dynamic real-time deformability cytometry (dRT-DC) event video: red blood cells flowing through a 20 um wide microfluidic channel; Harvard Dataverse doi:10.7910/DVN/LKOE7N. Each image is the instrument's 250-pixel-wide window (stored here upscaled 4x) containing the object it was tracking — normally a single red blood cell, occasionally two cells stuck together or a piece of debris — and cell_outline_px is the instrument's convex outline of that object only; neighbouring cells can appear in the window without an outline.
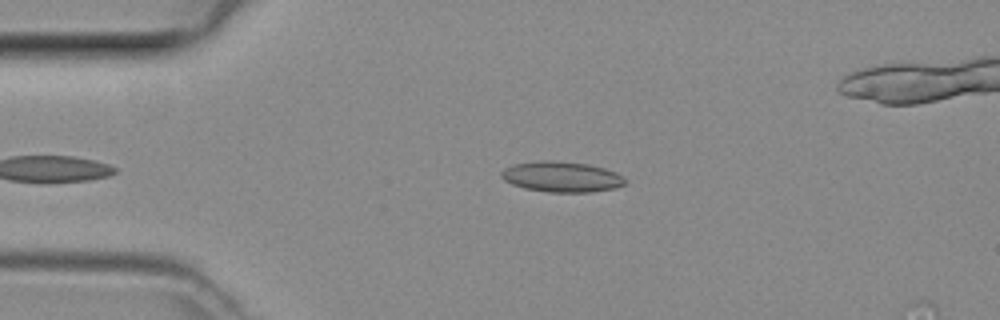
{"species": "common noctule bat (a hibernating species)", "species_latin": "Nyctalus noctula", "temperature_condition": "room temperature", "stored_images_in_passage": 6, "camera_frame_rate_fps": 3000, "um_per_image_px": 0.085, "animal": {"sex": "female", "body_mass_g": 29.2, "forearm_length_mm": 56.3}, "frame": {"image": 1, "passage_image": 2, "time_ms": 0.333, "image_size_px": [1000, 320], "cell_outline_px": [[628, 180], [624, 184], [616, 188], [592, 192], [548, 192], [524, 188], [512, 184], [504, 180], [500, 176], [500, 172], [504, 168], [512, 164], [540, 160], [552, 160], [588, 164], [604, 168], [616, 172]], "centroid_in_image_um": [47.73, 15.02], "position_along_channel_um": 37.3, "area_um2": 22.25}}